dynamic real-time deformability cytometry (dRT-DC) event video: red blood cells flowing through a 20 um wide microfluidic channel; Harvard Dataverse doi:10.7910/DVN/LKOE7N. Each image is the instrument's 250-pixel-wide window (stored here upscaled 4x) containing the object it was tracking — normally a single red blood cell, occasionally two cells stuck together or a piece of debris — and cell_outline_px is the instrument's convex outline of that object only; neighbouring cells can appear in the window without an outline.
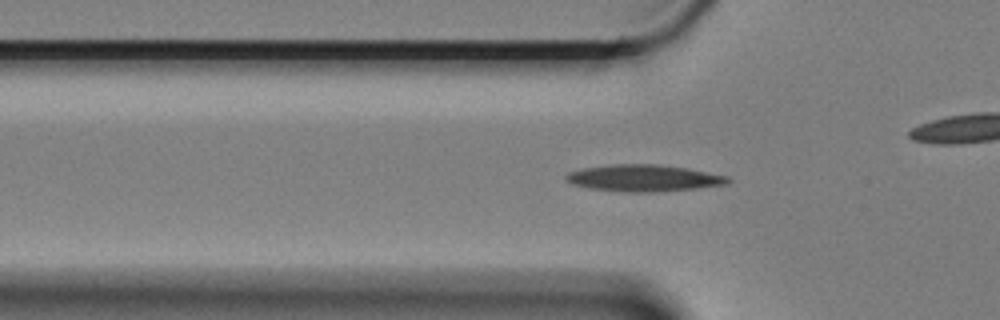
{"species": "Egyptian fruit bat (a non-hibernating species)", "species_latin": "Rousettus aegyptiacus", "temperature_condition": "cold", "stored_images_in_passage": 59, "camera_frame_rate_fps": 3000, "um_per_image_px": 0.085, "animal": {"sex": "female"}, "frame": {"image": 1, "passage_image": 18, "time_ms": 5.667, "image_size_px": [1000, 320], "cell_outline_px": [[732, 180], [728, 184], [696, 188], [652, 192], [624, 192], [588, 188], [572, 184], [564, 180], [564, 176], [568, 172], [584, 168], [612, 164], [656, 164], [688, 168], [728, 176]], "centroid_in_image_um": [54.7, 15.13], "position_along_channel_um": 71.1, "area_um2": 25.32}}
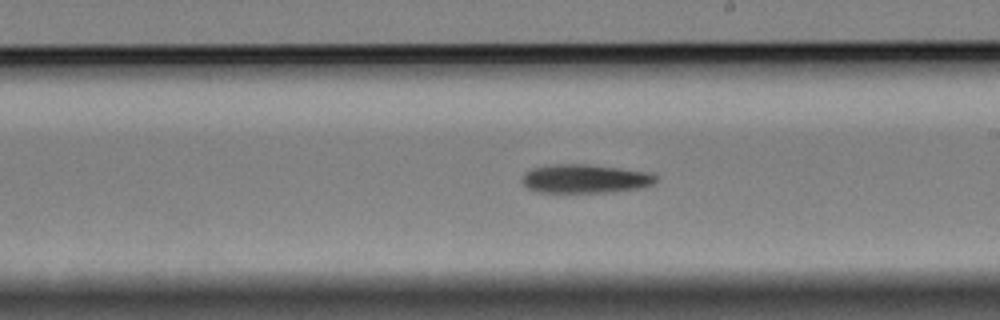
{"frame": {"image": 2, "passage_image": 33, "time_ms": 10.667, "image_size_px": [1000, 320], "cell_outline_px": [[656, 180], [652, 184], [644, 188], [612, 192], [536, 192], [528, 188], [520, 180], [524, 172], [532, 168], [552, 164], [584, 164], [620, 168], [652, 172], [656, 176]], "centroid_in_image_um": [49.74, 15.19], "position_along_channel_um": 239.3, "area_um2": 22.66}}
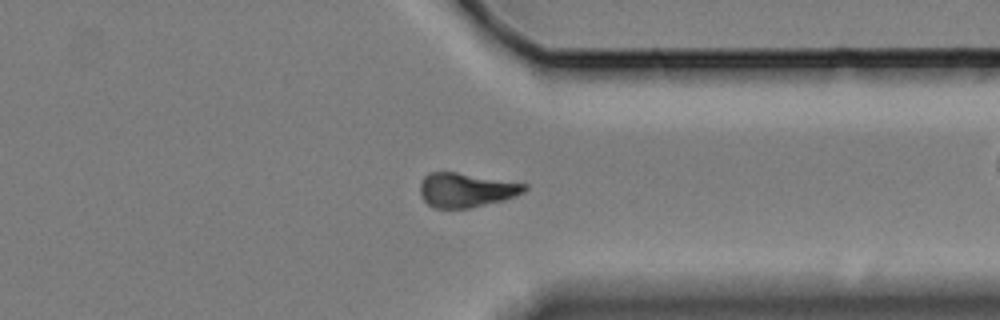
{"frame": {"image": 3, "passage_image": 45, "time_ms": 14.667, "image_size_px": [1000, 320], "cell_outline_px": [[528, 188], [524, 192], [516, 196], [504, 200], [468, 208], [436, 208], [428, 204], [424, 200], [420, 192], [420, 184], [424, 176], [428, 172], [456, 172], [528, 184]], "centroid_in_image_um": [39.63, 16.14], "position_along_channel_um": 371.8, "area_um2": 20.81}, "authors_computed_cell_mechanics": {"area_um2": 22.253, "velocity_mm_per_s": 3.3492, "shape_relaxation_time_tau1_ms": 4.9703, "shape_relaxation_time_tau2_ms": null, "deformation_change_tau1": 0.1246, "deformation_change_tau2": null}}